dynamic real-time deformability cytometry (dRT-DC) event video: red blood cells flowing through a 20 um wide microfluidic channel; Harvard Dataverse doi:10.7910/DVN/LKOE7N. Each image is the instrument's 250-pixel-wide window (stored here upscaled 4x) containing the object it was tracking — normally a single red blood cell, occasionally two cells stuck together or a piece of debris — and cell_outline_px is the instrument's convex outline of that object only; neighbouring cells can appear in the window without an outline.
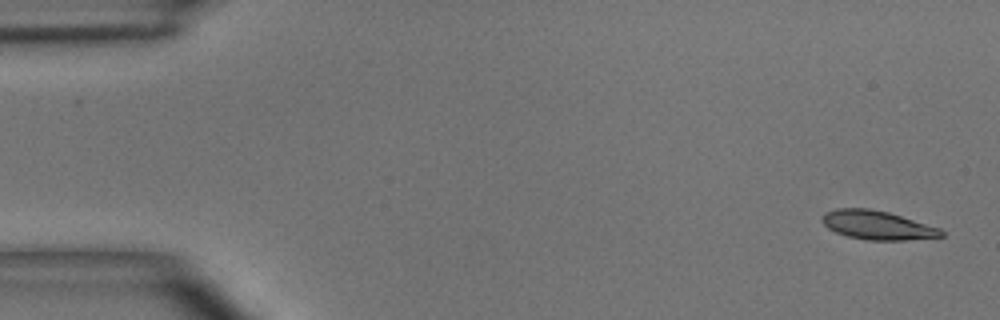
{"species": "common noctule bat (a hibernating species)", "species_latin": "Nyctalus noctula", "temperature_condition": "room temperature", "stored_images_in_passage": 50, "camera_frame_rate_fps": 3000, "um_per_image_px": 0.085, "animal": {"sex": "male", "body_mass_g": 15.6}, "frame": {"image": 1, "passage_image": 1, "time_ms": 0.0, "image_size_px": [1000, 320], "cell_outline_px": [[944, 236], [904, 240], [864, 240], [848, 236], [836, 232], [828, 228], [820, 220], [820, 216], [824, 212], [836, 208], [868, 208], [888, 212], [940, 228], [944, 232]], "centroid_in_image_um": [74.52, 19.13], "position_along_channel_um": 10.5, "area_um2": 20.06}}
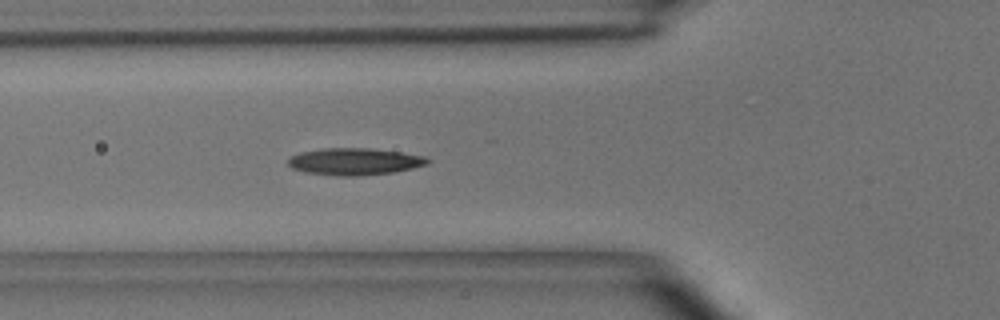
{"frame": {"image": 2, "passage_image": 17, "time_ms": 5.333, "image_size_px": [1000, 320], "cell_outline_px": [[432, 160], [428, 164], [396, 172], [360, 176], [340, 176], [304, 172], [292, 168], [288, 164], [288, 160], [292, 156], [300, 152], [324, 148], [368, 148], [400, 152], [424, 156]], "centroid_in_image_um": [30.16, 13.74], "position_along_channel_um": 95.6, "area_um2": 21.96}}
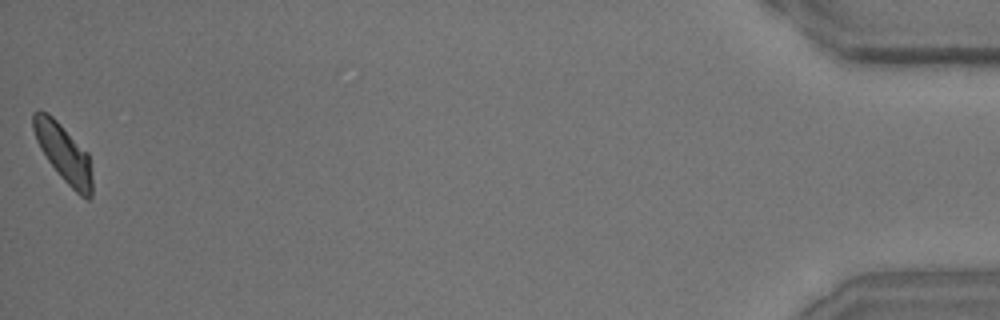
{"frame": {"image": 3, "passage_image": 50, "time_ms": 16.333, "image_size_px": [1000, 320], "cell_outline_px": [[92, 196], [88, 200], [80, 196], [60, 176], [48, 160], [40, 148], [36, 140], [32, 128], [32, 112], [40, 108], [48, 112], [88, 152], [92, 176]], "centroid_in_image_um": [5.39, 12.98], "position_along_channel_um": 429.8, "area_um2": 19.94}, "authors_computed_cell_mechanics": {"area_um2": 20.3456, "velocity_mm_per_s": 3.8912, "shape_relaxation_time_tau1_ms": 4.1752, "shape_relaxation_time_tau2_ms": 7.6938, "deformation_change_tau1": 0.1255, "deformation_change_tau2": 0.1542}}